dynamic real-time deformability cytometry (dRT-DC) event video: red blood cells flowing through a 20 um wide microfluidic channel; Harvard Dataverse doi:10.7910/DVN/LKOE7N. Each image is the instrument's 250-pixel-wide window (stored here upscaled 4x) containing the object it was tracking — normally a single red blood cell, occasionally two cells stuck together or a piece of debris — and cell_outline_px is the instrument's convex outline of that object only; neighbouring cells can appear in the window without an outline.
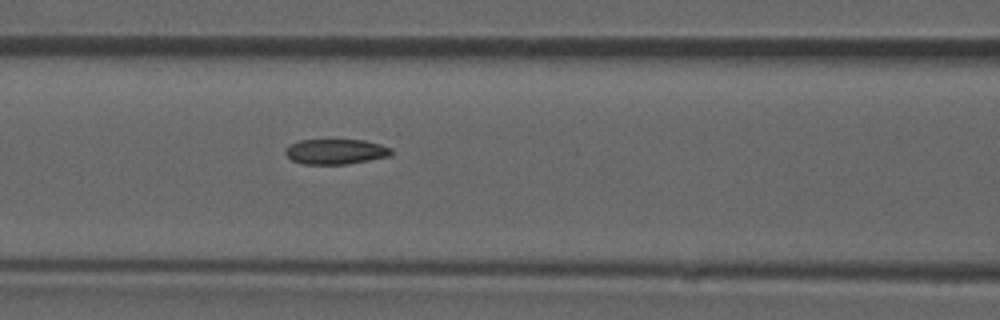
{"species": "common noctule bat (a hibernating species)", "species_latin": "Nyctalus noctula", "temperature_condition": "room temperature", "stored_images_in_passage": 53, "camera_frame_rate_fps": 3000, "um_per_image_px": 0.085, "animal": {"sex": "male", "forearm_length_mm": 52.5}, "frame": {"image": 1, "passage_image": 23, "time_ms": 7.333, "image_size_px": [1000, 320], "cell_outline_px": [[392, 152], [388, 156], [368, 160], [344, 164], [304, 164], [292, 160], [284, 152], [292, 144], [300, 140], [328, 136], [364, 140], [380, 144], [392, 148]], "centroid_in_image_um": [28.52, 12.82], "position_along_channel_um": 138.1, "area_um2": 16.18}, "authors_computed_cell_mechanics": {"area_um2": 16.184, "velocity_mm_per_s": 3.869, "shape_relaxation_time_tau1_ms": null, "shape_relaxation_time_tau2_ms": 4.5473, "deformation_change_tau1": null, "deformation_change_tau2": 0.1163}}